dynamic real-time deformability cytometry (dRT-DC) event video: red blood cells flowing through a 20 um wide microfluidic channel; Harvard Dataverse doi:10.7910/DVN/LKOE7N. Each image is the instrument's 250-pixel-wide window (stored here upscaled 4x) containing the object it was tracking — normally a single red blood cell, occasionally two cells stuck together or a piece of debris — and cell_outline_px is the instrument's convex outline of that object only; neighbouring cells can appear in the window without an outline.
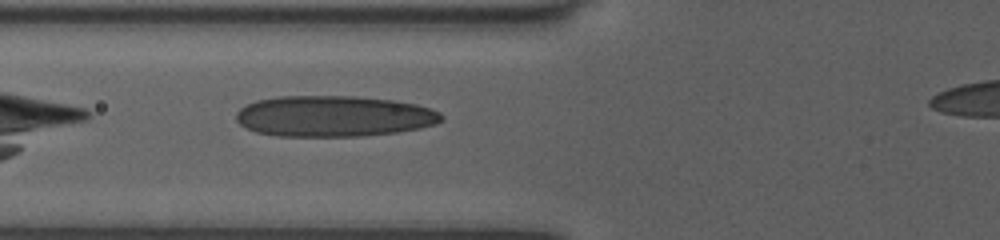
{"species": "human", "species_latin": "Homo sapiens", "temperature_condition": "room temperature", "stored_images_in_passage": 13, "camera_frame_rate_fps": 3000, "um_per_image_px": 0.085, "donor": {"sex": "female"}, "frame": {"image": 1, "passage_image": 5, "time_ms": 1.333, "image_size_px": [1000, 240], "cell_outline_px": [[444, 120], [436, 124], [420, 128], [396, 132], [360, 136], [276, 136], [256, 132], [240, 124], [236, 120], [236, 112], [240, 108], [256, 100], [280, 96], [356, 96], [392, 100], [416, 104], [432, 108], [440, 112], [444, 116]], "centroid_in_image_um": [28.4, 9.87], "position_along_channel_um": 97.4, "area_um2": 49.25}}
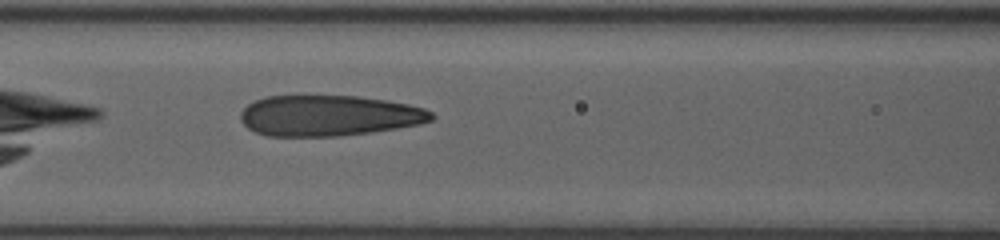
{"frame": {"image": 2, "passage_image": 8, "time_ms": 2.333, "image_size_px": [1000, 240], "cell_outline_px": [[436, 116], [432, 120], [420, 124], [396, 128], [368, 132], [336, 136], [268, 136], [256, 132], [248, 128], [240, 120], [240, 112], [248, 104], [256, 100], [268, 96], [360, 96], [408, 104], [424, 108], [432, 112]], "centroid_in_image_um": [27.95, 9.82], "position_along_channel_um": 138.6, "area_um2": 45.2}}
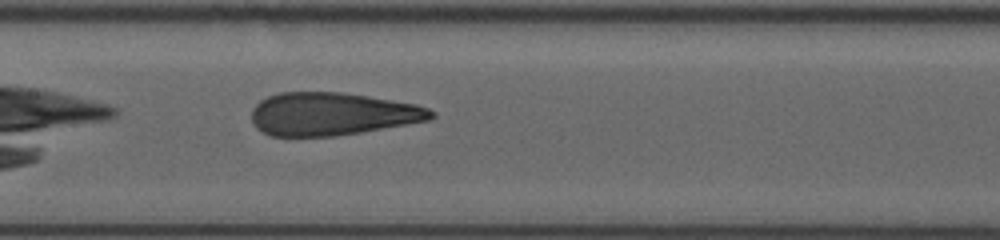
{"frame": {"image": 3, "passage_image": 11, "time_ms": 3.333, "image_size_px": [1000, 240], "cell_outline_px": [[436, 116], [428, 120], [360, 132], [332, 136], [272, 136], [256, 128], [252, 124], [252, 108], [260, 100], [268, 96], [280, 92], [340, 92], [368, 96], [416, 104], [428, 108], [436, 112]], "centroid_in_image_um": [28.21, 9.68], "position_along_channel_um": 179.2, "area_um2": 44.74}}